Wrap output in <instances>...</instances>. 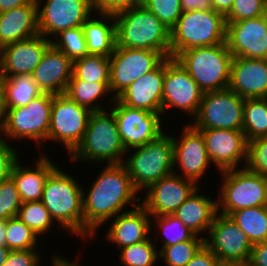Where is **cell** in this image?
<instances>
[{
  "mask_svg": "<svg viewBox=\"0 0 267 266\" xmlns=\"http://www.w3.org/2000/svg\"><path fill=\"white\" fill-rule=\"evenodd\" d=\"M138 193L123 163L107 164L88 193L83 188V240L96 237L98 227L122 213L127 205L137 207L141 201Z\"/></svg>",
  "mask_w": 267,
  "mask_h": 266,
  "instance_id": "cell-1",
  "label": "cell"
},
{
  "mask_svg": "<svg viewBox=\"0 0 267 266\" xmlns=\"http://www.w3.org/2000/svg\"><path fill=\"white\" fill-rule=\"evenodd\" d=\"M114 17L116 46L154 50L170 57V30L142 4Z\"/></svg>",
  "mask_w": 267,
  "mask_h": 266,
  "instance_id": "cell-2",
  "label": "cell"
},
{
  "mask_svg": "<svg viewBox=\"0 0 267 266\" xmlns=\"http://www.w3.org/2000/svg\"><path fill=\"white\" fill-rule=\"evenodd\" d=\"M83 188L70 174L56 167L47 177L43 205L63 230L83 239Z\"/></svg>",
  "mask_w": 267,
  "mask_h": 266,
  "instance_id": "cell-3",
  "label": "cell"
},
{
  "mask_svg": "<svg viewBox=\"0 0 267 266\" xmlns=\"http://www.w3.org/2000/svg\"><path fill=\"white\" fill-rule=\"evenodd\" d=\"M92 111L81 143L69 155L71 162L85 161L121 164L127 153L111 109ZM109 112V113H108Z\"/></svg>",
  "mask_w": 267,
  "mask_h": 266,
  "instance_id": "cell-4",
  "label": "cell"
},
{
  "mask_svg": "<svg viewBox=\"0 0 267 266\" xmlns=\"http://www.w3.org/2000/svg\"><path fill=\"white\" fill-rule=\"evenodd\" d=\"M175 59L199 85L203 93L229 87L233 55L226 43L191 48L180 52Z\"/></svg>",
  "mask_w": 267,
  "mask_h": 266,
  "instance_id": "cell-5",
  "label": "cell"
},
{
  "mask_svg": "<svg viewBox=\"0 0 267 266\" xmlns=\"http://www.w3.org/2000/svg\"><path fill=\"white\" fill-rule=\"evenodd\" d=\"M226 43L225 17L214 11L183 12L170 30V57L195 48Z\"/></svg>",
  "mask_w": 267,
  "mask_h": 266,
  "instance_id": "cell-6",
  "label": "cell"
},
{
  "mask_svg": "<svg viewBox=\"0 0 267 266\" xmlns=\"http://www.w3.org/2000/svg\"><path fill=\"white\" fill-rule=\"evenodd\" d=\"M132 150L134 153L130 158L126 157L123 164L138 192L146 190L151 184L173 173L172 136H167L163 132L155 140Z\"/></svg>",
  "mask_w": 267,
  "mask_h": 266,
  "instance_id": "cell-7",
  "label": "cell"
},
{
  "mask_svg": "<svg viewBox=\"0 0 267 266\" xmlns=\"http://www.w3.org/2000/svg\"><path fill=\"white\" fill-rule=\"evenodd\" d=\"M52 101L53 94L42 93L26 106L7 109L0 122V138L30 139L37 145L47 141Z\"/></svg>",
  "mask_w": 267,
  "mask_h": 266,
  "instance_id": "cell-8",
  "label": "cell"
},
{
  "mask_svg": "<svg viewBox=\"0 0 267 266\" xmlns=\"http://www.w3.org/2000/svg\"><path fill=\"white\" fill-rule=\"evenodd\" d=\"M221 172L223 184L217 198V213L229 216L239 209L267 206L266 177L244 166Z\"/></svg>",
  "mask_w": 267,
  "mask_h": 266,
  "instance_id": "cell-9",
  "label": "cell"
},
{
  "mask_svg": "<svg viewBox=\"0 0 267 266\" xmlns=\"http://www.w3.org/2000/svg\"><path fill=\"white\" fill-rule=\"evenodd\" d=\"M244 101L229 88L204 93L197 115L193 118L195 129H243Z\"/></svg>",
  "mask_w": 267,
  "mask_h": 266,
  "instance_id": "cell-10",
  "label": "cell"
},
{
  "mask_svg": "<svg viewBox=\"0 0 267 266\" xmlns=\"http://www.w3.org/2000/svg\"><path fill=\"white\" fill-rule=\"evenodd\" d=\"M91 113L65 94L53 95L47 141L62 143L70 155L83 140Z\"/></svg>",
  "mask_w": 267,
  "mask_h": 266,
  "instance_id": "cell-11",
  "label": "cell"
},
{
  "mask_svg": "<svg viewBox=\"0 0 267 266\" xmlns=\"http://www.w3.org/2000/svg\"><path fill=\"white\" fill-rule=\"evenodd\" d=\"M208 233L209 238L204 235V245L220 263L247 265L253 245L229 216L217 213Z\"/></svg>",
  "mask_w": 267,
  "mask_h": 266,
  "instance_id": "cell-12",
  "label": "cell"
},
{
  "mask_svg": "<svg viewBox=\"0 0 267 266\" xmlns=\"http://www.w3.org/2000/svg\"><path fill=\"white\" fill-rule=\"evenodd\" d=\"M166 57L158 51L115 47L110 59V92L116 98L141 76L154 70Z\"/></svg>",
  "mask_w": 267,
  "mask_h": 266,
  "instance_id": "cell-13",
  "label": "cell"
},
{
  "mask_svg": "<svg viewBox=\"0 0 267 266\" xmlns=\"http://www.w3.org/2000/svg\"><path fill=\"white\" fill-rule=\"evenodd\" d=\"M111 98L108 101L113 103L111 110L126 152L155 140L163 133L161 114L130 108L113 96Z\"/></svg>",
  "mask_w": 267,
  "mask_h": 266,
  "instance_id": "cell-14",
  "label": "cell"
},
{
  "mask_svg": "<svg viewBox=\"0 0 267 266\" xmlns=\"http://www.w3.org/2000/svg\"><path fill=\"white\" fill-rule=\"evenodd\" d=\"M203 92L189 73L172 57L165 58L162 94V116L168 109L178 108L193 118L197 115Z\"/></svg>",
  "mask_w": 267,
  "mask_h": 266,
  "instance_id": "cell-15",
  "label": "cell"
},
{
  "mask_svg": "<svg viewBox=\"0 0 267 266\" xmlns=\"http://www.w3.org/2000/svg\"><path fill=\"white\" fill-rule=\"evenodd\" d=\"M38 4V31L49 39V35H57L60 31L82 26L94 11L91 0H46ZM48 36V37H47Z\"/></svg>",
  "mask_w": 267,
  "mask_h": 266,
  "instance_id": "cell-16",
  "label": "cell"
},
{
  "mask_svg": "<svg viewBox=\"0 0 267 266\" xmlns=\"http://www.w3.org/2000/svg\"><path fill=\"white\" fill-rule=\"evenodd\" d=\"M226 44L233 57L267 60V14L226 22Z\"/></svg>",
  "mask_w": 267,
  "mask_h": 266,
  "instance_id": "cell-17",
  "label": "cell"
},
{
  "mask_svg": "<svg viewBox=\"0 0 267 266\" xmlns=\"http://www.w3.org/2000/svg\"><path fill=\"white\" fill-rule=\"evenodd\" d=\"M178 140L172 136L174 171L173 173L184 179L199 184V179L209 168L211 161L209 159L202 133L195 129L191 122L183 126L182 134ZM180 167L181 173L175 172V166Z\"/></svg>",
  "mask_w": 267,
  "mask_h": 266,
  "instance_id": "cell-18",
  "label": "cell"
},
{
  "mask_svg": "<svg viewBox=\"0 0 267 266\" xmlns=\"http://www.w3.org/2000/svg\"><path fill=\"white\" fill-rule=\"evenodd\" d=\"M197 187L193 181L171 173L145 190L141 205L151 216L173 215Z\"/></svg>",
  "mask_w": 267,
  "mask_h": 266,
  "instance_id": "cell-19",
  "label": "cell"
},
{
  "mask_svg": "<svg viewBox=\"0 0 267 266\" xmlns=\"http://www.w3.org/2000/svg\"><path fill=\"white\" fill-rule=\"evenodd\" d=\"M205 142L211 163L220 171L239 168L247 159L248 141L243 131L230 129H197Z\"/></svg>",
  "mask_w": 267,
  "mask_h": 266,
  "instance_id": "cell-20",
  "label": "cell"
},
{
  "mask_svg": "<svg viewBox=\"0 0 267 266\" xmlns=\"http://www.w3.org/2000/svg\"><path fill=\"white\" fill-rule=\"evenodd\" d=\"M50 45L51 39L37 34L31 38L3 46L0 48L1 76L32 75Z\"/></svg>",
  "mask_w": 267,
  "mask_h": 266,
  "instance_id": "cell-21",
  "label": "cell"
},
{
  "mask_svg": "<svg viewBox=\"0 0 267 266\" xmlns=\"http://www.w3.org/2000/svg\"><path fill=\"white\" fill-rule=\"evenodd\" d=\"M164 75L165 59L154 70L129 85L116 99L130 108L142 109L162 115Z\"/></svg>",
  "mask_w": 267,
  "mask_h": 266,
  "instance_id": "cell-22",
  "label": "cell"
},
{
  "mask_svg": "<svg viewBox=\"0 0 267 266\" xmlns=\"http://www.w3.org/2000/svg\"><path fill=\"white\" fill-rule=\"evenodd\" d=\"M228 88L242 98H267V60L233 57Z\"/></svg>",
  "mask_w": 267,
  "mask_h": 266,
  "instance_id": "cell-23",
  "label": "cell"
},
{
  "mask_svg": "<svg viewBox=\"0 0 267 266\" xmlns=\"http://www.w3.org/2000/svg\"><path fill=\"white\" fill-rule=\"evenodd\" d=\"M73 61L52 44L34 69V82L43 93L64 94L72 78Z\"/></svg>",
  "mask_w": 267,
  "mask_h": 266,
  "instance_id": "cell-24",
  "label": "cell"
},
{
  "mask_svg": "<svg viewBox=\"0 0 267 266\" xmlns=\"http://www.w3.org/2000/svg\"><path fill=\"white\" fill-rule=\"evenodd\" d=\"M130 211L118 214L106 232V239L119 249L145 241L151 233V215L139 204Z\"/></svg>",
  "mask_w": 267,
  "mask_h": 266,
  "instance_id": "cell-25",
  "label": "cell"
},
{
  "mask_svg": "<svg viewBox=\"0 0 267 266\" xmlns=\"http://www.w3.org/2000/svg\"><path fill=\"white\" fill-rule=\"evenodd\" d=\"M38 4H30L0 13V48L39 34Z\"/></svg>",
  "mask_w": 267,
  "mask_h": 266,
  "instance_id": "cell-26",
  "label": "cell"
},
{
  "mask_svg": "<svg viewBox=\"0 0 267 266\" xmlns=\"http://www.w3.org/2000/svg\"><path fill=\"white\" fill-rule=\"evenodd\" d=\"M45 154L38 158L35 168L23 167L19 159L15 162L11 178L16 184L22 203L40 201L49 174L57 167Z\"/></svg>",
  "mask_w": 267,
  "mask_h": 266,
  "instance_id": "cell-27",
  "label": "cell"
},
{
  "mask_svg": "<svg viewBox=\"0 0 267 266\" xmlns=\"http://www.w3.org/2000/svg\"><path fill=\"white\" fill-rule=\"evenodd\" d=\"M198 187L173 213L195 235L208 232L217 214V200L200 195Z\"/></svg>",
  "mask_w": 267,
  "mask_h": 266,
  "instance_id": "cell-28",
  "label": "cell"
},
{
  "mask_svg": "<svg viewBox=\"0 0 267 266\" xmlns=\"http://www.w3.org/2000/svg\"><path fill=\"white\" fill-rule=\"evenodd\" d=\"M98 15L99 19L90 16L82 24L88 55L110 57L116 47L115 17L104 13ZM108 20L112 23H108Z\"/></svg>",
  "mask_w": 267,
  "mask_h": 266,
  "instance_id": "cell-29",
  "label": "cell"
},
{
  "mask_svg": "<svg viewBox=\"0 0 267 266\" xmlns=\"http://www.w3.org/2000/svg\"><path fill=\"white\" fill-rule=\"evenodd\" d=\"M42 93L32 75L3 77V113L7 109L26 106Z\"/></svg>",
  "mask_w": 267,
  "mask_h": 266,
  "instance_id": "cell-30",
  "label": "cell"
},
{
  "mask_svg": "<svg viewBox=\"0 0 267 266\" xmlns=\"http://www.w3.org/2000/svg\"><path fill=\"white\" fill-rule=\"evenodd\" d=\"M229 217L247 235L252 245L267 241V206L239 209Z\"/></svg>",
  "mask_w": 267,
  "mask_h": 266,
  "instance_id": "cell-31",
  "label": "cell"
},
{
  "mask_svg": "<svg viewBox=\"0 0 267 266\" xmlns=\"http://www.w3.org/2000/svg\"><path fill=\"white\" fill-rule=\"evenodd\" d=\"M242 131L247 141L267 137V98H245Z\"/></svg>",
  "mask_w": 267,
  "mask_h": 266,
  "instance_id": "cell-32",
  "label": "cell"
},
{
  "mask_svg": "<svg viewBox=\"0 0 267 266\" xmlns=\"http://www.w3.org/2000/svg\"><path fill=\"white\" fill-rule=\"evenodd\" d=\"M109 84L110 83H89L84 80H70L64 94L91 111L104 110L106 108L100 106L97 100L101 97L103 98V96L105 97V94L111 93Z\"/></svg>",
  "mask_w": 267,
  "mask_h": 266,
  "instance_id": "cell-33",
  "label": "cell"
},
{
  "mask_svg": "<svg viewBox=\"0 0 267 266\" xmlns=\"http://www.w3.org/2000/svg\"><path fill=\"white\" fill-rule=\"evenodd\" d=\"M97 83H110V59L103 55H87L73 61L72 78Z\"/></svg>",
  "mask_w": 267,
  "mask_h": 266,
  "instance_id": "cell-34",
  "label": "cell"
},
{
  "mask_svg": "<svg viewBox=\"0 0 267 266\" xmlns=\"http://www.w3.org/2000/svg\"><path fill=\"white\" fill-rule=\"evenodd\" d=\"M204 246V236L194 235L190 240L162 247L159 258L166 266H185Z\"/></svg>",
  "mask_w": 267,
  "mask_h": 266,
  "instance_id": "cell-35",
  "label": "cell"
},
{
  "mask_svg": "<svg viewBox=\"0 0 267 266\" xmlns=\"http://www.w3.org/2000/svg\"><path fill=\"white\" fill-rule=\"evenodd\" d=\"M17 218L31 228L38 237L41 234H46L45 232H48L52 228L51 226L55 224L41 200L22 203Z\"/></svg>",
  "mask_w": 267,
  "mask_h": 266,
  "instance_id": "cell-36",
  "label": "cell"
},
{
  "mask_svg": "<svg viewBox=\"0 0 267 266\" xmlns=\"http://www.w3.org/2000/svg\"><path fill=\"white\" fill-rule=\"evenodd\" d=\"M154 243L149 237L145 241L120 249V262L125 266H154L159 258V250H156L158 245Z\"/></svg>",
  "mask_w": 267,
  "mask_h": 266,
  "instance_id": "cell-37",
  "label": "cell"
},
{
  "mask_svg": "<svg viewBox=\"0 0 267 266\" xmlns=\"http://www.w3.org/2000/svg\"><path fill=\"white\" fill-rule=\"evenodd\" d=\"M55 36L57 40L51 39V44L72 61L88 55L87 43L82 26L60 31Z\"/></svg>",
  "mask_w": 267,
  "mask_h": 266,
  "instance_id": "cell-38",
  "label": "cell"
},
{
  "mask_svg": "<svg viewBox=\"0 0 267 266\" xmlns=\"http://www.w3.org/2000/svg\"><path fill=\"white\" fill-rule=\"evenodd\" d=\"M6 246L11 251L36 249L38 235L19 218L7 220Z\"/></svg>",
  "mask_w": 267,
  "mask_h": 266,
  "instance_id": "cell-39",
  "label": "cell"
},
{
  "mask_svg": "<svg viewBox=\"0 0 267 266\" xmlns=\"http://www.w3.org/2000/svg\"><path fill=\"white\" fill-rule=\"evenodd\" d=\"M155 224H151V229L156 226V231H162L166 237L162 238L163 246H171L183 241L190 240L195 234L185 226L177 217L174 215H163V216H151V219Z\"/></svg>",
  "mask_w": 267,
  "mask_h": 266,
  "instance_id": "cell-40",
  "label": "cell"
},
{
  "mask_svg": "<svg viewBox=\"0 0 267 266\" xmlns=\"http://www.w3.org/2000/svg\"><path fill=\"white\" fill-rule=\"evenodd\" d=\"M141 4L152 12L169 30L183 13L180 0H141Z\"/></svg>",
  "mask_w": 267,
  "mask_h": 266,
  "instance_id": "cell-41",
  "label": "cell"
},
{
  "mask_svg": "<svg viewBox=\"0 0 267 266\" xmlns=\"http://www.w3.org/2000/svg\"><path fill=\"white\" fill-rule=\"evenodd\" d=\"M245 168L267 178V137L248 141Z\"/></svg>",
  "mask_w": 267,
  "mask_h": 266,
  "instance_id": "cell-42",
  "label": "cell"
},
{
  "mask_svg": "<svg viewBox=\"0 0 267 266\" xmlns=\"http://www.w3.org/2000/svg\"><path fill=\"white\" fill-rule=\"evenodd\" d=\"M265 14H267V0H234L230 12L225 16V21L236 22Z\"/></svg>",
  "mask_w": 267,
  "mask_h": 266,
  "instance_id": "cell-43",
  "label": "cell"
},
{
  "mask_svg": "<svg viewBox=\"0 0 267 266\" xmlns=\"http://www.w3.org/2000/svg\"><path fill=\"white\" fill-rule=\"evenodd\" d=\"M21 199L15 182L10 177L0 183V220L17 217Z\"/></svg>",
  "mask_w": 267,
  "mask_h": 266,
  "instance_id": "cell-44",
  "label": "cell"
},
{
  "mask_svg": "<svg viewBox=\"0 0 267 266\" xmlns=\"http://www.w3.org/2000/svg\"><path fill=\"white\" fill-rule=\"evenodd\" d=\"M7 142V139L0 138V183L11 177L12 168L19 158L18 151Z\"/></svg>",
  "mask_w": 267,
  "mask_h": 266,
  "instance_id": "cell-45",
  "label": "cell"
},
{
  "mask_svg": "<svg viewBox=\"0 0 267 266\" xmlns=\"http://www.w3.org/2000/svg\"><path fill=\"white\" fill-rule=\"evenodd\" d=\"M95 13L115 15L141 4V0H91Z\"/></svg>",
  "mask_w": 267,
  "mask_h": 266,
  "instance_id": "cell-46",
  "label": "cell"
},
{
  "mask_svg": "<svg viewBox=\"0 0 267 266\" xmlns=\"http://www.w3.org/2000/svg\"><path fill=\"white\" fill-rule=\"evenodd\" d=\"M36 249L10 251L2 266H40V255Z\"/></svg>",
  "mask_w": 267,
  "mask_h": 266,
  "instance_id": "cell-47",
  "label": "cell"
},
{
  "mask_svg": "<svg viewBox=\"0 0 267 266\" xmlns=\"http://www.w3.org/2000/svg\"><path fill=\"white\" fill-rule=\"evenodd\" d=\"M219 263L213 252L204 245L185 266H218Z\"/></svg>",
  "mask_w": 267,
  "mask_h": 266,
  "instance_id": "cell-48",
  "label": "cell"
},
{
  "mask_svg": "<svg viewBox=\"0 0 267 266\" xmlns=\"http://www.w3.org/2000/svg\"><path fill=\"white\" fill-rule=\"evenodd\" d=\"M246 266H267V241L253 244Z\"/></svg>",
  "mask_w": 267,
  "mask_h": 266,
  "instance_id": "cell-49",
  "label": "cell"
},
{
  "mask_svg": "<svg viewBox=\"0 0 267 266\" xmlns=\"http://www.w3.org/2000/svg\"><path fill=\"white\" fill-rule=\"evenodd\" d=\"M183 12L213 10L211 0H180Z\"/></svg>",
  "mask_w": 267,
  "mask_h": 266,
  "instance_id": "cell-50",
  "label": "cell"
},
{
  "mask_svg": "<svg viewBox=\"0 0 267 266\" xmlns=\"http://www.w3.org/2000/svg\"><path fill=\"white\" fill-rule=\"evenodd\" d=\"M34 0H0V13L32 3Z\"/></svg>",
  "mask_w": 267,
  "mask_h": 266,
  "instance_id": "cell-51",
  "label": "cell"
},
{
  "mask_svg": "<svg viewBox=\"0 0 267 266\" xmlns=\"http://www.w3.org/2000/svg\"><path fill=\"white\" fill-rule=\"evenodd\" d=\"M211 2L213 10L225 17L230 12L234 0H211Z\"/></svg>",
  "mask_w": 267,
  "mask_h": 266,
  "instance_id": "cell-52",
  "label": "cell"
},
{
  "mask_svg": "<svg viewBox=\"0 0 267 266\" xmlns=\"http://www.w3.org/2000/svg\"><path fill=\"white\" fill-rule=\"evenodd\" d=\"M79 261L76 260L75 262L69 261L67 258H62L60 255H54L53 256V266H81L78 263ZM78 263V264H77Z\"/></svg>",
  "mask_w": 267,
  "mask_h": 266,
  "instance_id": "cell-53",
  "label": "cell"
},
{
  "mask_svg": "<svg viewBox=\"0 0 267 266\" xmlns=\"http://www.w3.org/2000/svg\"><path fill=\"white\" fill-rule=\"evenodd\" d=\"M7 220H0V246H6Z\"/></svg>",
  "mask_w": 267,
  "mask_h": 266,
  "instance_id": "cell-54",
  "label": "cell"
},
{
  "mask_svg": "<svg viewBox=\"0 0 267 266\" xmlns=\"http://www.w3.org/2000/svg\"><path fill=\"white\" fill-rule=\"evenodd\" d=\"M10 251L7 246H0V266L5 263Z\"/></svg>",
  "mask_w": 267,
  "mask_h": 266,
  "instance_id": "cell-55",
  "label": "cell"
},
{
  "mask_svg": "<svg viewBox=\"0 0 267 266\" xmlns=\"http://www.w3.org/2000/svg\"><path fill=\"white\" fill-rule=\"evenodd\" d=\"M3 116V77L0 74V122Z\"/></svg>",
  "mask_w": 267,
  "mask_h": 266,
  "instance_id": "cell-56",
  "label": "cell"
},
{
  "mask_svg": "<svg viewBox=\"0 0 267 266\" xmlns=\"http://www.w3.org/2000/svg\"><path fill=\"white\" fill-rule=\"evenodd\" d=\"M218 266H243V265H239V264H228V263H219Z\"/></svg>",
  "mask_w": 267,
  "mask_h": 266,
  "instance_id": "cell-57",
  "label": "cell"
}]
</instances>
